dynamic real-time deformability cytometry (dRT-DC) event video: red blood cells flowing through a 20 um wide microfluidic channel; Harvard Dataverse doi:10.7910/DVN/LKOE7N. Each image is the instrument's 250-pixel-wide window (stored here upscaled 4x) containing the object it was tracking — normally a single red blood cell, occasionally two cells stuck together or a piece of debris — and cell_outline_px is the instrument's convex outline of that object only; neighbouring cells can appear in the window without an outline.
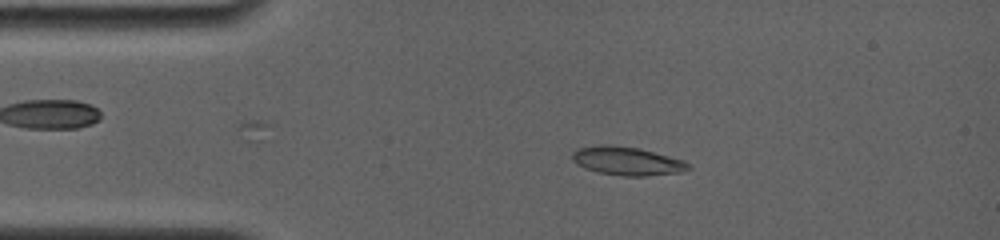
{"species": "common noctule bat (a hibernating species)", "species_latin": "Nyctalus noctula", "temperature_condition": "room temperature", "stored_images_in_passage": 11, "camera_frame_rate_fps": 4000, "um_per_image_px": 0.085, "animal": {"sex": "female", "body_mass_g": 19.0, "forearm_length_mm": 56.7}, "frame": {"image": 1, "passage_image": 2, "time_ms": 1.25, "image_size_px": [1000, 240], "cell_outline_px": [[692, 168], [680, 172], [648, 176], [620, 176], [596, 172], [584, 168], [576, 164], [572, 160], [572, 152], [576, 148], [600, 144], [612, 144], [640, 148], [684, 160], [692, 164]], "centroid_in_image_um": [53.29, 13.68], "position_along_channel_um": 31.7, "area_um2": 19.77}}
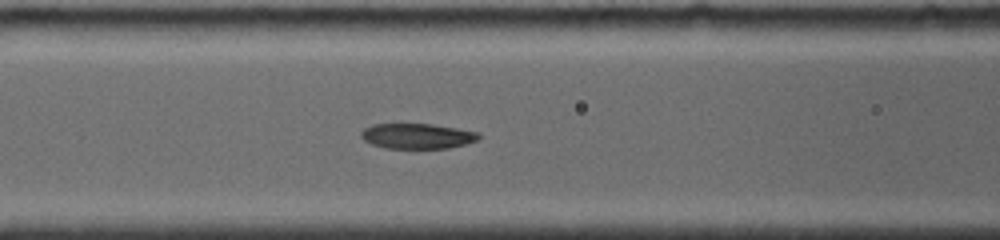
{"frame": {"image": 2, "passage_image": 7, "time_ms": 4.75, "image_size_px": [1000, 240], "cell_outline_px": [[480, 136], [476, 140], [464, 144], [448, 148], [384, 148], [372, 144], [364, 140], [360, 136], [360, 132], [364, 128], [372, 124], [432, 124], [480, 132]], "centroid_in_image_um": [35.43, 11.56], "position_along_channel_um": 131.2, "area_um2": 17.28}}
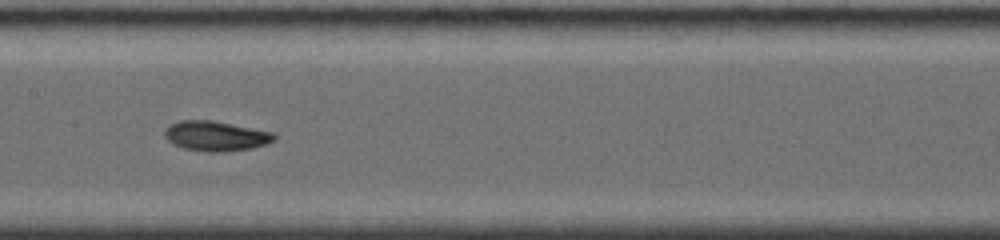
{"frame": {"image": 3, "passage_image": 10, "time_ms": 6.25, "image_size_px": [1000, 240], "cell_outline_px": [[276, 140], [268, 144], [252, 148], [228, 152], [204, 152], [184, 148], [172, 144], [164, 136], [164, 132], [172, 124], [180, 120], [208, 120], [272, 132], [276, 136]], "centroid_in_image_um": [18.35, 11.59], "position_along_channel_um": 189.0, "area_um2": 19.02}}